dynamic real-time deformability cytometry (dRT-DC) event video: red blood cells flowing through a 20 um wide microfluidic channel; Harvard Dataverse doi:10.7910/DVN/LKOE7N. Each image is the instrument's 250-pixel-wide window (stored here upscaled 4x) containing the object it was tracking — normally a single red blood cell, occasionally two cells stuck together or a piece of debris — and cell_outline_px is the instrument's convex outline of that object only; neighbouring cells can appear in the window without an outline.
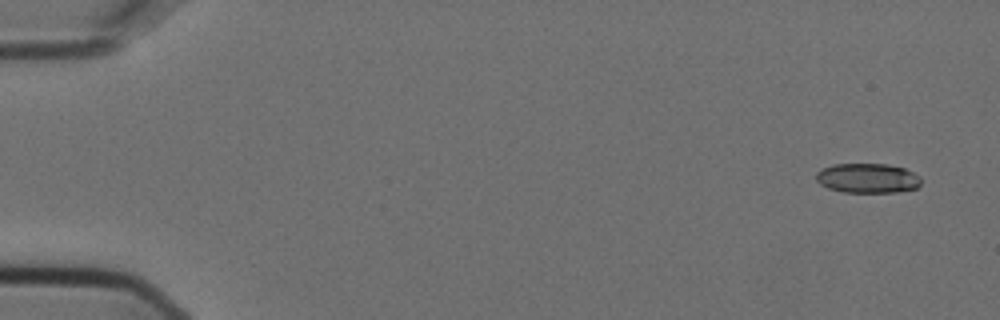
{"species": "Egyptian fruit bat (a non-hibernating species)", "species_latin": "Rousettus aegyptiacus", "temperature_condition": "cold", "stored_images_in_passage": 5, "camera_frame_rate_fps": 3000, "um_per_image_px": 0.085, "animal": {"sex": "female"}, "frame": {"image": 1, "passage_image": 1, "time_ms": 0.0, "image_size_px": [1000, 320], "cell_outline_px": [[920, 184], [916, 188], [896, 192], [844, 192], [828, 188], [820, 184], [816, 180], [816, 172], [820, 168], [832, 164], [888, 164], [904, 168], [920, 176]], "centroid_in_image_um": [73.71, 15.14], "position_along_channel_um": 11.3, "area_um2": 18.21}}
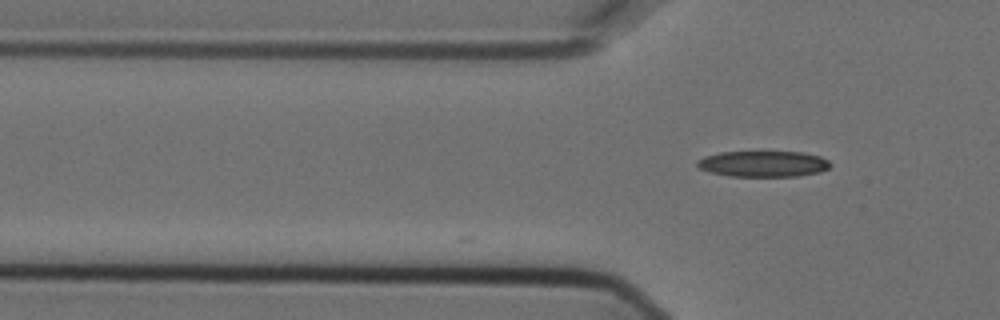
{"frame": {"image": 2, "passage_image": 5, "time_ms": 1.333, "image_size_px": [1000, 320], "cell_outline_px": [[832, 164], [828, 168], [820, 172], [800, 176], [732, 176], [712, 172], [700, 168], [696, 164], [696, 160], [704, 156], [720, 152], [804, 152], [820, 156], [828, 160]], "centroid_in_image_um": [64.9, 13.92], "position_along_channel_um": 60.9, "area_um2": 20.11}}